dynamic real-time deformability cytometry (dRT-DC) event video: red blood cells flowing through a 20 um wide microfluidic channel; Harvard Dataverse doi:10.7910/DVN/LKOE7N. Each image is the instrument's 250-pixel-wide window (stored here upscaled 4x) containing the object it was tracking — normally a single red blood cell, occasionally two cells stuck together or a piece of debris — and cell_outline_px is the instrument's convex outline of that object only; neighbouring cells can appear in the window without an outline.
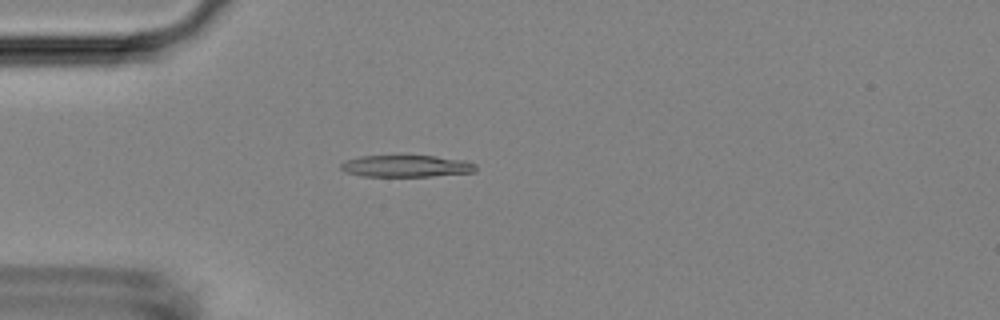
{"species": "Egyptian fruit bat (a non-hibernating species)", "species_latin": "Rousettus aegyptiacus", "temperature_condition": "room temperature", "stored_images_in_passage": 48, "camera_frame_rate_fps": 3000, "um_per_image_px": 0.085, "animal": {"sex": "female"}, "frame": {"image": 1, "passage_image": 10, "time_ms": 3.0, "image_size_px": [1000, 320], "cell_outline_px": [[476, 172], [432, 176], [360, 176], [344, 172], [340, 168], [340, 164], [348, 160], [360, 156], [436, 156], [468, 160], [476, 164]], "centroid_in_image_um": [34.57, 14.12], "position_along_channel_um": 50.4, "area_um2": 17.28}}
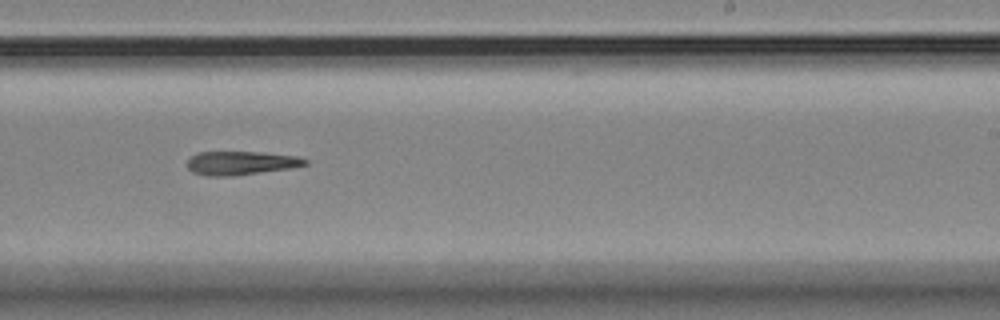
{"frame": {"image": 2, "passage_image": 28, "time_ms": 9.0, "image_size_px": [1000, 320], "cell_outline_px": [[308, 164], [292, 168], [232, 176], [204, 176], [192, 172], [188, 168], [188, 160], [196, 152], [260, 152], [300, 156], [308, 160]], "centroid_in_image_um": [20.5, 13.86], "position_along_channel_um": 268.5, "area_um2": 16.42}}
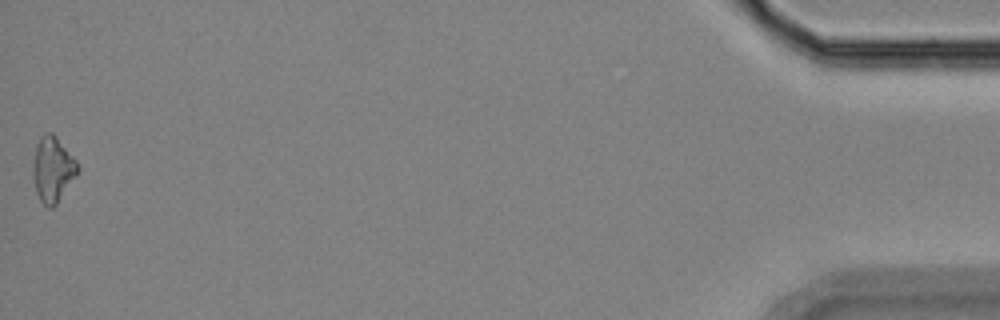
{"frame": {"image": 3, "passage_image": 48, "time_ms": 15.667, "image_size_px": [1000, 320], "cell_outline_px": [[80, 168], [76, 176], [56, 204], [52, 208], [48, 208], [40, 200], [36, 192], [32, 176], [32, 168], [36, 144], [40, 136], [44, 132], [52, 132], [56, 136], [76, 160]], "centroid_in_image_um": [4.46, 14.38], "position_along_channel_um": 430.7, "area_um2": 17.11}}